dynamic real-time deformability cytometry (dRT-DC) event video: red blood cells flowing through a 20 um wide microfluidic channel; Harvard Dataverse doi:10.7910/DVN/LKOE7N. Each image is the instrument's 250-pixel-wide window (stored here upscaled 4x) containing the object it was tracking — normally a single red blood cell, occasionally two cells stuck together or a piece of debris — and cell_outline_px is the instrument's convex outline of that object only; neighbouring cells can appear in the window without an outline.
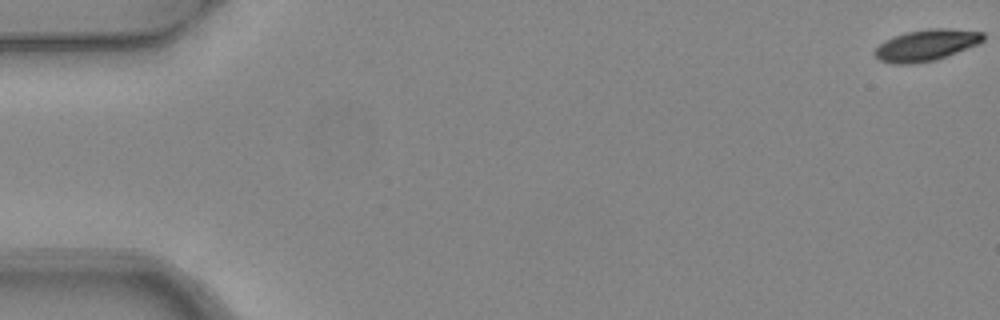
{"species": "common noctule bat (a hibernating species)", "species_latin": "Nyctalus noctula", "temperature_condition": "warm", "stored_images_in_passage": 7, "camera_frame_rate_fps": 3000, "um_per_image_px": 0.085, "animal": {"sex": "female", "body_mass_g": 24.6, "forearm_length_mm": 56.2}, "frame": {"image": 1, "passage_image": 1, "time_ms": 0.0, "image_size_px": [1000, 320], "cell_outline_px": [[984, 40], [976, 44], [936, 60], [912, 64], [892, 64], [880, 60], [876, 56], [876, 48], [880, 44], [896, 36], [908, 32], [928, 28], [948, 28], [984, 32]], "centroid_in_image_um": [78.75, 3.84], "position_along_channel_um": 6.2, "area_um2": 19.42}}
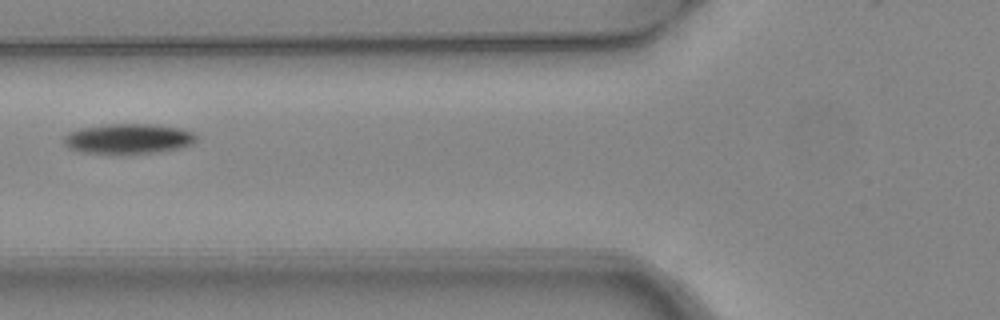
{"frame": {"image": 2, "passage_image": 6, "time_ms": 1.667, "image_size_px": [1000, 320], "cell_outline_px": [[196, 140], [192, 144], [180, 148], [152, 152], [80, 152], [68, 148], [64, 144], [64, 136], [68, 132], [80, 128], [104, 124], [156, 124], [180, 128], [192, 132], [196, 136]], "centroid_in_image_um": [10.89, 11.76], "position_along_channel_um": 114.9, "area_um2": 22.83}}
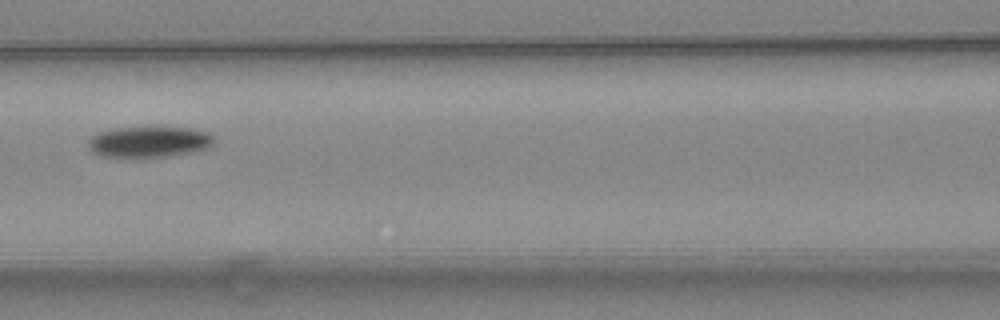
{"frame": {"image": 3, "passage_image": 7, "time_ms": 2.0, "image_size_px": [1000, 320], "cell_outline_px": [[216, 140], [212, 144], [204, 148], [192, 152], [168, 156], [100, 156], [92, 152], [88, 148], [88, 140], [92, 136], [100, 132], [112, 128], [192, 128], [208, 132], [216, 136]], "centroid_in_image_um": [12.68, 12.05], "position_along_channel_um": 153.9, "area_um2": 22.37}}